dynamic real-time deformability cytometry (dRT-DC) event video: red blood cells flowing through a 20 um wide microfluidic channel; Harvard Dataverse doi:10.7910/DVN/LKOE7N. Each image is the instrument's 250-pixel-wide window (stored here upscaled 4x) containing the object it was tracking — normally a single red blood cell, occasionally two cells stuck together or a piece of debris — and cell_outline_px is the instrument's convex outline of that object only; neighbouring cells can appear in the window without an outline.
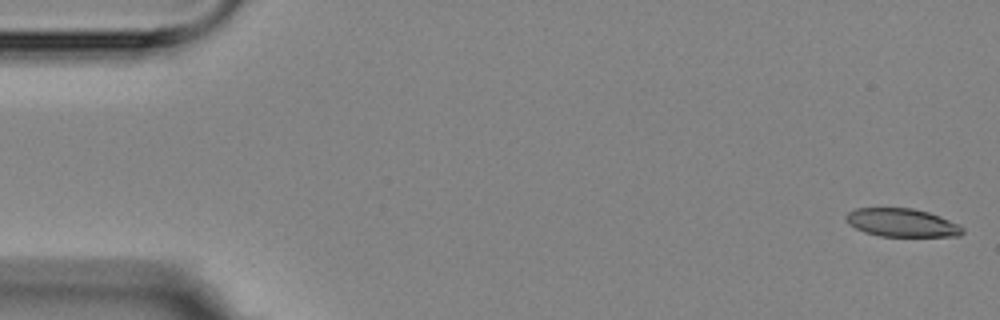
{"species": "Egyptian fruit bat (a non-hibernating species)", "species_latin": "Rousettus aegyptiacus", "temperature_condition": "room temperature", "stored_images_in_passage": 3, "camera_frame_rate_fps": 3000, "um_per_image_px": 0.085, "animal": {"sex": "female"}, "frame": {"image": 1, "passage_image": 1, "time_ms": 0.0, "image_size_px": [1000, 320], "cell_outline_px": [[964, 232], [960, 236], [880, 236], [864, 232], [848, 224], [844, 220], [844, 216], [848, 212], [856, 208], [912, 208], [928, 212], [940, 216], [960, 224], [964, 228]], "centroid_in_image_um": [76.65, 18.93], "position_along_channel_um": 8.3, "area_um2": 19.36}}